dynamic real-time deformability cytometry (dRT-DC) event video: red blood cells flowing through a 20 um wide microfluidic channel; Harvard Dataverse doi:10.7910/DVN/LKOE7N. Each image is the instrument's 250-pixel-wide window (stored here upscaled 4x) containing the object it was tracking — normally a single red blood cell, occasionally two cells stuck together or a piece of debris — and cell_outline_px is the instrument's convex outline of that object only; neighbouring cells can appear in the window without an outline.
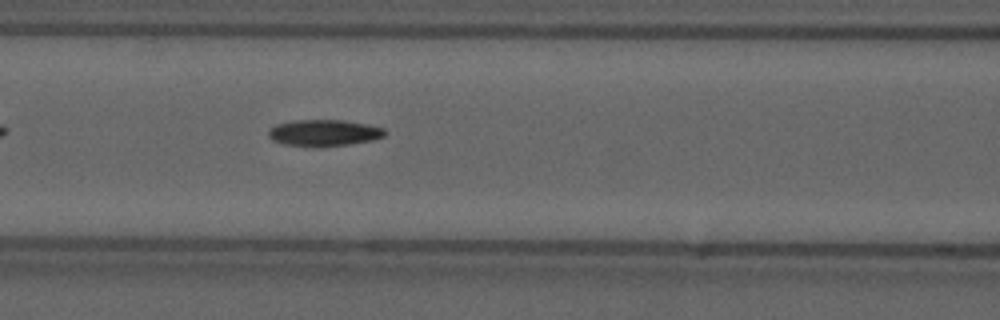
{"species": "common noctule bat (a hibernating species)", "species_latin": "Nyctalus noctula", "temperature_condition": "cold", "stored_images_in_passage": 34, "camera_frame_rate_fps": 3000, "um_per_image_px": 0.085, "animal": {"sex": "male", "forearm_length_mm": 52.5}, "frame": {"image": 1, "passage_image": 8, "time_ms": 2.333, "image_size_px": [1000, 320], "cell_outline_px": [[388, 132], [384, 136], [372, 140], [348, 144], [316, 148], [312, 148], [284, 144], [272, 140], [268, 136], [268, 132], [276, 124], [296, 120], [344, 120], [368, 124], [384, 128]], "centroid_in_image_um": [27.55, 11.3], "position_along_channel_um": 139.1, "area_um2": 18.21}}
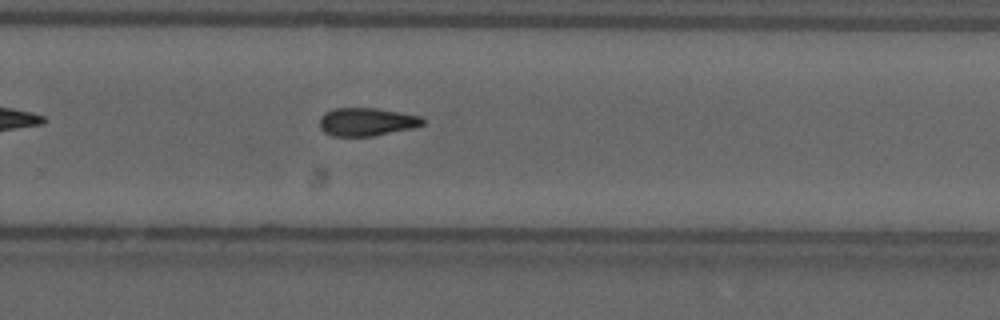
{"frame": {"image": 2, "passage_image": 21, "time_ms": 6.667, "image_size_px": [1000, 320], "cell_outline_px": [[424, 124], [412, 128], [372, 136], [332, 136], [324, 132], [320, 128], [320, 116], [324, 112], [332, 108], [376, 108], [400, 112], [420, 116], [424, 120]], "centroid_in_image_um": [31.13, 10.35], "position_along_channel_um": 298.7, "area_um2": 16.94}}